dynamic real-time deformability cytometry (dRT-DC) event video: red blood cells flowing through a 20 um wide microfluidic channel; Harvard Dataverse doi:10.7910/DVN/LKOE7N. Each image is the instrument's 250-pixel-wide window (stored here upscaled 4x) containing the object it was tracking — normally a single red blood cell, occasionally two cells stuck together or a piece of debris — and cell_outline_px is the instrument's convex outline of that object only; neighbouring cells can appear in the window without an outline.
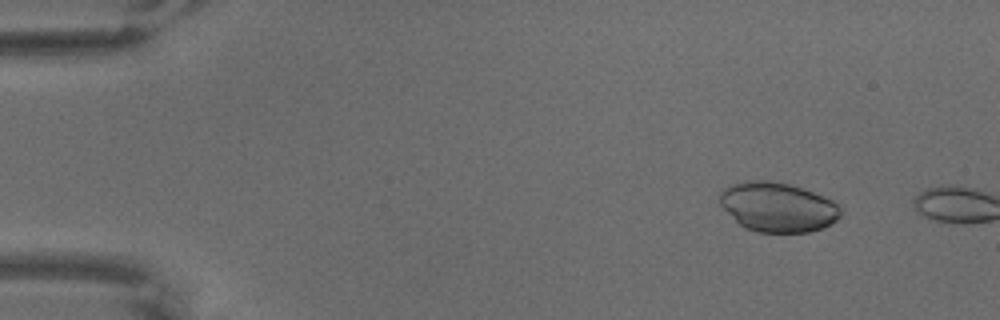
{"species": "common noctule bat (a hibernating species)", "species_latin": "Nyctalus noctula", "temperature_condition": "warm", "stored_images_in_passage": 11, "camera_frame_rate_fps": 3000, "um_per_image_px": 0.085, "animal": {"sex": "male", "body_mass_g": 18.8}, "frame": {"image": 1, "passage_image": 8, "time_ms": 2.333, "image_size_px": [1000, 320], "cell_outline_px": [[840, 216], [836, 220], [824, 228], [808, 232], [756, 232], [740, 224], [720, 204], [720, 192], [724, 188], [732, 184], [744, 180], [768, 180], [788, 184], [812, 192], [832, 200], [840, 208]], "centroid_in_image_um": [66.1, 17.6], "position_along_channel_um": 18.9, "area_um2": 34.51}}